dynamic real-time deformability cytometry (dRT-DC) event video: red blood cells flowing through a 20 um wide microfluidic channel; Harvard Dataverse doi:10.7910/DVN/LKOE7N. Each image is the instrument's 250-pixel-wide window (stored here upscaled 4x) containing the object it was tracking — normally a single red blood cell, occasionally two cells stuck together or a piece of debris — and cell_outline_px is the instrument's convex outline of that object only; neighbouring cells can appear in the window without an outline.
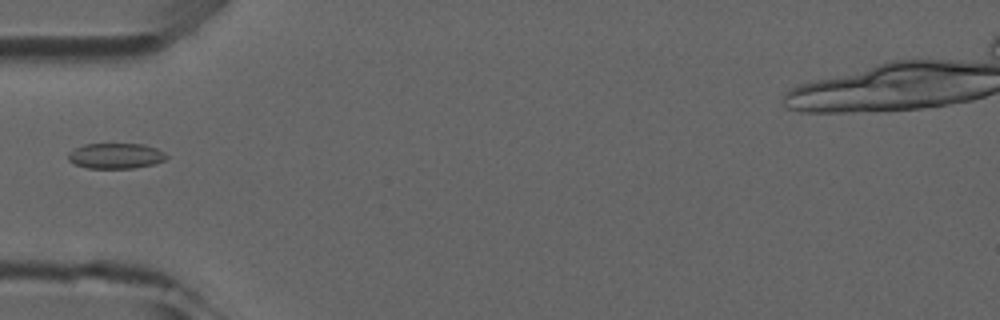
{"species": "common noctule bat (a hibernating species)", "species_latin": "Nyctalus noctula", "temperature_condition": "room temperature", "stored_images_in_passage": 5, "camera_frame_rate_fps": 3000, "um_per_image_px": 0.085, "animal": {"sex": "male", "forearm_length_mm": 52.5}, "frame": {"image": 1, "passage_image": 5, "time_ms": 4.667, "image_size_px": [1000, 320], "cell_outline_px": [[168, 156], [164, 160], [152, 164], [132, 168], [88, 168], [76, 164], [68, 160], [68, 152], [84, 144], [144, 144], [156, 148], [164, 152]], "centroid_in_image_um": [9.83, 13.24], "position_along_channel_um": 75.2, "area_um2": 14.45}}